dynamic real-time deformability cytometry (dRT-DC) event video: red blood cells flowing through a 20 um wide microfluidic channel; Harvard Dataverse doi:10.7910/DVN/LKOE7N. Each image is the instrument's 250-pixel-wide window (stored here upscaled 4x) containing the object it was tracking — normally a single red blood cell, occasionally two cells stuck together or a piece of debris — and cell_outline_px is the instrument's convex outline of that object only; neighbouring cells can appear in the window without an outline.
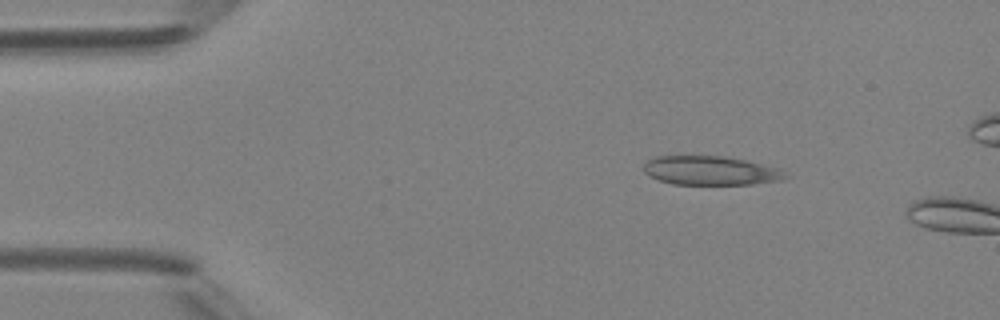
{"species": "Egyptian fruit bat (a non-hibernating species)", "species_latin": "Rousettus aegyptiacus", "temperature_condition": "room temperature", "stored_images_in_passage": 2, "camera_frame_rate_fps": 3000, "um_per_image_px": 0.085, "animal": {"sex": "female"}, "frame": {"image": 1, "passage_image": 1, "time_ms": 0.0, "image_size_px": [1000, 320], "cell_outline_px": [[788, 176], [784, 180], [752, 184], [672, 184], [660, 180], [644, 172], [644, 164], [648, 160], [656, 156], [724, 156], [744, 160], [780, 168]], "centroid_in_image_um": [60.43, 14.5], "position_along_channel_um": 24.6, "area_um2": 23.81}}